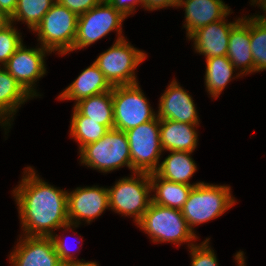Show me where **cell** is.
<instances>
[{"label":"cell","instance_id":"obj_36","mask_svg":"<svg viewBox=\"0 0 266 266\" xmlns=\"http://www.w3.org/2000/svg\"><path fill=\"white\" fill-rule=\"evenodd\" d=\"M10 23V18L0 11V30L6 27Z\"/></svg>","mask_w":266,"mask_h":266},{"label":"cell","instance_id":"obj_21","mask_svg":"<svg viewBox=\"0 0 266 266\" xmlns=\"http://www.w3.org/2000/svg\"><path fill=\"white\" fill-rule=\"evenodd\" d=\"M191 153L171 151L170 155L159 165L155 173L165 180L191 185L189 179L197 170L195 162L190 157Z\"/></svg>","mask_w":266,"mask_h":266},{"label":"cell","instance_id":"obj_5","mask_svg":"<svg viewBox=\"0 0 266 266\" xmlns=\"http://www.w3.org/2000/svg\"><path fill=\"white\" fill-rule=\"evenodd\" d=\"M77 21L75 13L56 1L33 31L38 32L43 48L66 54L73 51Z\"/></svg>","mask_w":266,"mask_h":266},{"label":"cell","instance_id":"obj_19","mask_svg":"<svg viewBox=\"0 0 266 266\" xmlns=\"http://www.w3.org/2000/svg\"><path fill=\"white\" fill-rule=\"evenodd\" d=\"M195 126L169 119L160 120V141L163 151L193 152L198 138Z\"/></svg>","mask_w":266,"mask_h":266},{"label":"cell","instance_id":"obj_6","mask_svg":"<svg viewBox=\"0 0 266 266\" xmlns=\"http://www.w3.org/2000/svg\"><path fill=\"white\" fill-rule=\"evenodd\" d=\"M136 175L141 179L123 178L112 189L107 188V191L109 208L125 216H134L138 223L152 203V198L148 195L152 188L149 173L136 172Z\"/></svg>","mask_w":266,"mask_h":266},{"label":"cell","instance_id":"obj_32","mask_svg":"<svg viewBox=\"0 0 266 266\" xmlns=\"http://www.w3.org/2000/svg\"><path fill=\"white\" fill-rule=\"evenodd\" d=\"M51 238L61 262L64 263L68 261H74L72 254H70L69 249L66 247V243H64L65 240H60V237H58L57 234L55 237L52 235Z\"/></svg>","mask_w":266,"mask_h":266},{"label":"cell","instance_id":"obj_1","mask_svg":"<svg viewBox=\"0 0 266 266\" xmlns=\"http://www.w3.org/2000/svg\"><path fill=\"white\" fill-rule=\"evenodd\" d=\"M13 190L26 236L51 237L52 229L70 228L67 193L50 186L35 175L33 168Z\"/></svg>","mask_w":266,"mask_h":266},{"label":"cell","instance_id":"obj_31","mask_svg":"<svg viewBox=\"0 0 266 266\" xmlns=\"http://www.w3.org/2000/svg\"><path fill=\"white\" fill-rule=\"evenodd\" d=\"M104 2L113 5L116 10L120 11L126 17L130 15L138 2L144 6L143 0H105Z\"/></svg>","mask_w":266,"mask_h":266},{"label":"cell","instance_id":"obj_26","mask_svg":"<svg viewBox=\"0 0 266 266\" xmlns=\"http://www.w3.org/2000/svg\"><path fill=\"white\" fill-rule=\"evenodd\" d=\"M55 2L56 0H17V6L10 17V22L22 20L34 30Z\"/></svg>","mask_w":266,"mask_h":266},{"label":"cell","instance_id":"obj_8","mask_svg":"<svg viewBox=\"0 0 266 266\" xmlns=\"http://www.w3.org/2000/svg\"><path fill=\"white\" fill-rule=\"evenodd\" d=\"M125 133L134 173L155 172L163 150L160 141V119L156 116L153 120L129 129Z\"/></svg>","mask_w":266,"mask_h":266},{"label":"cell","instance_id":"obj_27","mask_svg":"<svg viewBox=\"0 0 266 266\" xmlns=\"http://www.w3.org/2000/svg\"><path fill=\"white\" fill-rule=\"evenodd\" d=\"M250 45L254 72L266 70V17L250 18Z\"/></svg>","mask_w":266,"mask_h":266},{"label":"cell","instance_id":"obj_34","mask_svg":"<svg viewBox=\"0 0 266 266\" xmlns=\"http://www.w3.org/2000/svg\"><path fill=\"white\" fill-rule=\"evenodd\" d=\"M17 0H0V11L4 12L9 18L14 14Z\"/></svg>","mask_w":266,"mask_h":266},{"label":"cell","instance_id":"obj_7","mask_svg":"<svg viewBox=\"0 0 266 266\" xmlns=\"http://www.w3.org/2000/svg\"><path fill=\"white\" fill-rule=\"evenodd\" d=\"M145 58V53L132 47L125 39H117L94 63L115 87L137 83L134 70Z\"/></svg>","mask_w":266,"mask_h":266},{"label":"cell","instance_id":"obj_30","mask_svg":"<svg viewBox=\"0 0 266 266\" xmlns=\"http://www.w3.org/2000/svg\"><path fill=\"white\" fill-rule=\"evenodd\" d=\"M61 5L68 8L70 11L80 16L96 5H98L100 0H56Z\"/></svg>","mask_w":266,"mask_h":266},{"label":"cell","instance_id":"obj_3","mask_svg":"<svg viewBox=\"0 0 266 266\" xmlns=\"http://www.w3.org/2000/svg\"><path fill=\"white\" fill-rule=\"evenodd\" d=\"M81 163L110 172L124 165L132 169L130 147L124 131L110 129L98 141L89 143L80 149Z\"/></svg>","mask_w":266,"mask_h":266},{"label":"cell","instance_id":"obj_25","mask_svg":"<svg viewBox=\"0 0 266 266\" xmlns=\"http://www.w3.org/2000/svg\"><path fill=\"white\" fill-rule=\"evenodd\" d=\"M70 130V135L81 145L80 149L89 143L98 141L109 131L105 125L100 124V121L86 120V116L80 114L75 108Z\"/></svg>","mask_w":266,"mask_h":266},{"label":"cell","instance_id":"obj_20","mask_svg":"<svg viewBox=\"0 0 266 266\" xmlns=\"http://www.w3.org/2000/svg\"><path fill=\"white\" fill-rule=\"evenodd\" d=\"M151 188L156 190V195L152 197V202L160 206L181 210L187 201L191 189L203 182L193 185H186L165 180L159 177L155 172L149 173Z\"/></svg>","mask_w":266,"mask_h":266},{"label":"cell","instance_id":"obj_22","mask_svg":"<svg viewBox=\"0 0 266 266\" xmlns=\"http://www.w3.org/2000/svg\"><path fill=\"white\" fill-rule=\"evenodd\" d=\"M86 120L100 121L109 130L114 129L112 90L76 102L74 107Z\"/></svg>","mask_w":266,"mask_h":266},{"label":"cell","instance_id":"obj_38","mask_svg":"<svg viewBox=\"0 0 266 266\" xmlns=\"http://www.w3.org/2000/svg\"><path fill=\"white\" fill-rule=\"evenodd\" d=\"M254 3H258V4H261V7L265 10V13H266V0H253Z\"/></svg>","mask_w":266,"mask_h":266},{"label":"cell","instance_id":"obj_16","mask_svg":"<svg viewBox=\"0 0 266 266\" xmlns=\"http://www.w3.org/2000/svg\"><path fill=\"white\" fill-rule=\"evenodd\" d=\"M185 8L188 38L198 29L223 19L230 13L222 0H179L178 7Z\"/></svg>","mask_w":266,"mask_h":266},{"label":"cell","instance_id":"obj_4","mask_svg":"<svg viewBox=\"0 0 266 266\" xmlns=\"http://www.w3.org/2000/svg\"><path fill=\"white\" fill-rule=\"evenodd\" d=\"M137 225L152 237L154 242L182 243L196 238L181 210L153 202Z\"/></svg>","mask_w":266,"mask_h":266},{"label":"cell","instance_id":"obj_24","mask_svg":"<svg viewBox=\"0 0 266 266\" xmlns=\"http://www.w3.org/2000/svg\"><path fill=\"white\" fill-rule=\"evenodd\" d=\"M206 64V87L208 92L216 98L232 78L235 67L227 56L208 58Z\"/></svg>","mask_w":266,"mask_h":266},{"label":"cell","instance_id":"obj_28","mask_svg":"<svg viewBox=\"0 0 266 266\" xmlns=\"http://www.w3.org/2000/svg\"><path fill=\"white\" fill-rule=\"evenodd\" d=\"M11 24L12 22L0 30V63H2L3 66L23 44L20 34Z\"/></svg>","mask_w":266,"mask_h":266},{"label":"cell","instance_id":"obj_17","mask_svg":"<svg viewBox=\"0 0 266 266\" xmlns=\"http://www.w3.org/2000/svg\"><path fill=\"white\" fill-rule=\"evenodd\" d=\"M226 56L235 68L239 66L242 68L240 74L254 72L250 45V18H238L232 27Z\"/></svg>","mask_w":266,"mask_h":266},{"label":"cell","instance_id":"obj_29","mask_svg":"<svg viewBox=\"0 0 266 266\" xmlns=\"http://www.w3.org/2000/svg\"><path fill=\"white\" fill-rule=\"evenodd\" d=\"M209 239H206L200 246L189 245L192 255L191 266H218L214 251L208 248Z\"/></svg>","mask_w":266,"mask_h":266},{"label":"cell","instance_id":"obj_13","mask_svg":"<svg viewBox=\"0 0 266 266\" xmlns=\"http://www.w3.org/2000/svg\"><path fill=\"white\" fill-rule=\"evenodd\" d=\"M10 255L14 266H61L51 237L26 236Z\"/></svg>","mask_w":266,"mask_h":266},{"label":"cell","instance_id":"obj_9","mask_svg":"<svg viewBox=\"0 0 266 266\" xmlns=\"http://www.w3.org/2000/svg\"><path fill=\"white\" fill-rule=\"evenodd\" d=\"M112 100L114 129L126 132L156 117L138 83L113 87Z\"/></svg>","mask_w":266,"mask_h":266},{"label":"cell","instance_id":"obj_23","mask_svg":"<svg viewBox=\"0 0 266 266\" xmlns=\"http://www.w3.org/2000/svg\"><path fill=\"white\" fill-rule=\"evenodd\" d=\"M30 97L32 96L7 72L5 67L0 69V119L5 120L2 123L3 126L9 124L7 115L16 112L19 105Z\"/></svg>","mask_w":266,"mask_h":266},{"label":"cell","instance_id":"obj_10","mask_svg":"<svg viewBox=\"0 0 266 266\" xmlns=\"http://www.w3.org/2000/svg\"><path fill=\"white\" fill-rule=\"evenodd\" d=\"M126 18L113 5L101 1L98 5L78 16L77 33L73 50L84 48L112 30L118 31V40L124 39L121 35L122 21Z\"/></svg>","mask_w":266,"mask_h":266},{"label":"cell","instance_id":"obj_35","mask_svg":"<svg viewBox=\"0 0 266 266\" xmlns=\"http://www.w3.org/2000/svg\"><path fill=\"white\" fill-rule=\"evenodd\" d=\"M61 266H98L95 262H81V261H68L61 264Z\"/></svg>","mask_w":266,"mask_h":266},{"label":"cell","instance_id":"obj_2","mask_svg":"<svg viewBox=\"0 0 266 266\" xmlns=\"http://www.w3.org/2000/svg\"><path fill=\"white\" fill-rule=\"evenodd\" d=\"M235 204L230 187L201 183L189 192L181 212L189 228L222 215Z\"/></svg>","mask_w":266,"mask_h":266},{"label":"cell","instance_id":"obj_33","mask_svg":"<svg viewBox=\"0 0 266 266\" xmlns=\"http://www.w3.org/2000/svg\"><path fill=\"white\" fill-rule=\"evenodd\" d=\"M179 0H143L146 9L155 10L168 6H177Z\"/></svg>","mask_w":266,"mask_h":266},{"label":"cell","instance_id":"obj_37","mask_svg":"<svg viewBox=\"0 0 266 266\" xmlns=\"http://www.w3.org/2000/svg\"><path fill=\"white\" fill-rule=\"evenodd\" d=\"M235 259L238 260L237 263H239V266H245V260H244V257H243V252H238L236 255H235Z\"/></svg>","mask_w":266,"mask_h":266},{"label":"cell","instance_id":"obj_18","mask_svg":"<svg viewBox=\"0 0 266 266\" xmlns=\"http://www.w3.org/2000/svg\"><path fill=\"white\" fill-rule=\"evenodd\" d=\"M112 86L93 62L68 86L58 99L76 100L77 102L103 92L111 91Z\"/></svg>","mask_w":266,"mask_h":266},{"label":"cell","instance_id":"obj_14","mask_svg":"<svg viewBox=\"0 0 266 266\" xmlns=\"http://www.w3.org/2000/svg\"><path fill=\"white\" fill-rule=\"evenodd\" d=\"M160 98L159 111L156 115L160 120L169 119L198 125V116L193 99L175 80L171 82Z\"/></svg>","mask_w":266,"mask_h":266},{"label":"cell","instance_id":"obj_12","mask_svg":"<svg viewBox=\"0 0 266 266\" xmlns=\"http://www.w3.org/2000/svg\"><path fill=\"white\" fill-rule=\"evenodd\" d=\"M108 207L109 198L106 188L96 186L77 188L67 193V214L71 226L76 227L77 219H85L89 223Z\"/></svg>","mask_w":266,"mask_h":266},{"label":"cell","instance_id":"obj_11","mask_svg":"<svg viewBox=\"0 0 266 266\" xmlns=\"http://www.w3.org/2000/svg\"><path fill=\"white\" fill-rule=\"evenodd\" d=\"M48 51L43 47L27 49L22 44L4 65L7 72L33 97L37 95L32 85L46 72L43 58Z\"/></svg>","mask_w":266,"mask_h":266},{"label":"cell","instance_id":"obj_15","mask_svg":"<svg viewBox=\"0 0 266 266\" xmlns=\"http://www.w3.org/2000/svg\"><path fill=\"white\" fill-rule=\"evenodd\" d=\"M236 23H226L223 18L198 29L189 39L194 40L196 51L205 55L206 59L226 56L230 32Z\"/></svg>","mask_w":266,"mask_h":266}]
</instances>
